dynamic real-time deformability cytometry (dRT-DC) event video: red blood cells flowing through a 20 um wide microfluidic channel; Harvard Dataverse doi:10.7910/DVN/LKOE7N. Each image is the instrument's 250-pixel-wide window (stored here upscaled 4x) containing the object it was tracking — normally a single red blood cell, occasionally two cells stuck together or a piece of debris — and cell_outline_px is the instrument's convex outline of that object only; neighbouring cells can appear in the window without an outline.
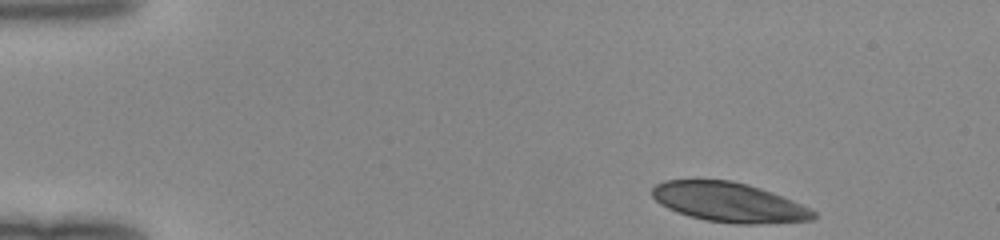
{"species": "human", "species_latin": "Homo sapiens", "temperature_condition": "room temperature", "stored_images_in_passage": 43, "camera_frame_rate_fps": 3000, "um_per_image_px": 0.085, "donor": {"sex": "female"}, "frame": {"image": 1, "passage_image": 1, "time_ms": 0.0, "image_size_px": [1000, 240], "cell_outline_px": [[816, 216], [812, 220], [752, 224], [740, 224], [704, 220], [688, 216], [668, 208], [660, 204], [652, 196], [652, 188], [656, 184], [664, 180], [732, 180], [748, 184], [772, 192], [792, 200], [816, 212]], "centroid_in_image_um": [61.93, 17.19], "position_along_channel_um": 23.1, "area_um2": 36.99}}
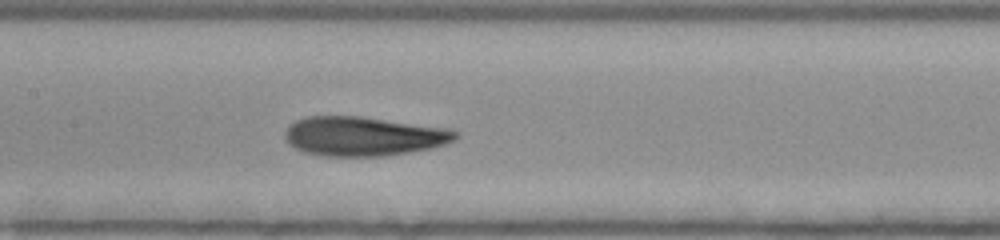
{"frame": {"image": 2, "passage_image": 19, "time_ms": 6.0, "image_size_px": [1000, 240], "cell_outline_px": [[460, 136], [456, 140], [432, 148], [384, 156], [324, 156], [304, 152], [288, 144], [284, 136], [284, 132], [288, 124], [296, 120], [308, 116], [360, 116], [444, 128], [460, 132]], "centroid_in_image_um": [30.86, 11.58], "position_along_channel_um": 176.5, "area_um2": 39.07}}
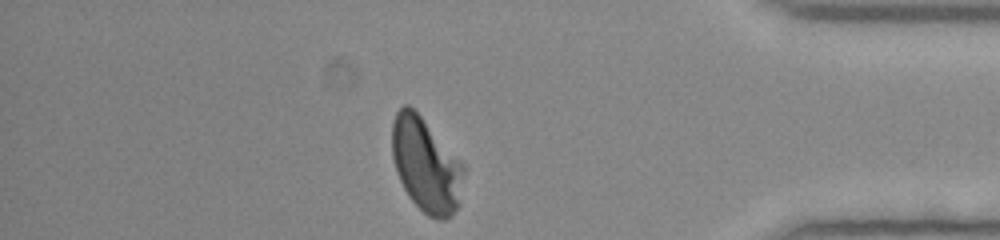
{"frame": {"image": 3, "passage_image": 37, "time_ms": 12.0, "image_size_px": [1000, 240], "cell_outline_px": [[464, 172], [460, 204], [452, 216], [444, 220], [436, 220], [428, 216], [412, 200], [404, 188], [400, 180], [392, 156], [392, 120], [396, 112], [404, 104], [408, 104], [420, 116], [464, 164]], "centroid_in_image_um": [36.22, 14.05], "position_along_channel_um": 399.0, "area_um2": 39.13}}